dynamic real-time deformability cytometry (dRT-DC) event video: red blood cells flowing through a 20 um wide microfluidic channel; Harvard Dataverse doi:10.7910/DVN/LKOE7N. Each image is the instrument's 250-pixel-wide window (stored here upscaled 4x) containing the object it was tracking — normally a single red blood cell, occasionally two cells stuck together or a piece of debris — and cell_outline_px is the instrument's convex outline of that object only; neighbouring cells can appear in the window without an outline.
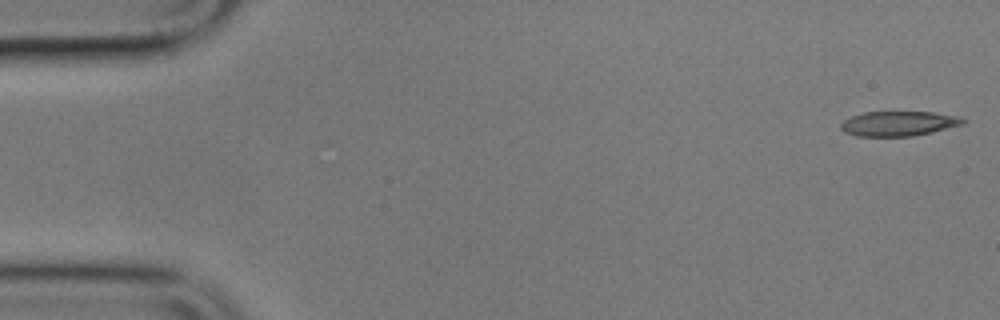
{"species": "common noctule bat (a hibernating species)", "species_latin": "Nyctalus noctula", "temperature_condition": "cold", "stored_images_in_passage": 5, "camera_frame_rate_fps": 3000, "um_per_image_px": 0.085, "animal": {"sex": "male", "body_mass_g": 17.9}, "frame": {"image": 1, "passage_image": 1, "time_ms": 0.0, "image_size_px": [1000, 320], "cell_outline_px": [[968, 120], [964, 124], [932, 132], [912, 136], [856, 136], [844, 132], [840, 128], [840, 124], [844, 120], [852, 116], [864, 112], [932, 112], [960, 116]], "centroid_in_image_um": [76.4, 10.5], "position_along_channel_um": 8.6, "area_um2": 17.74}}
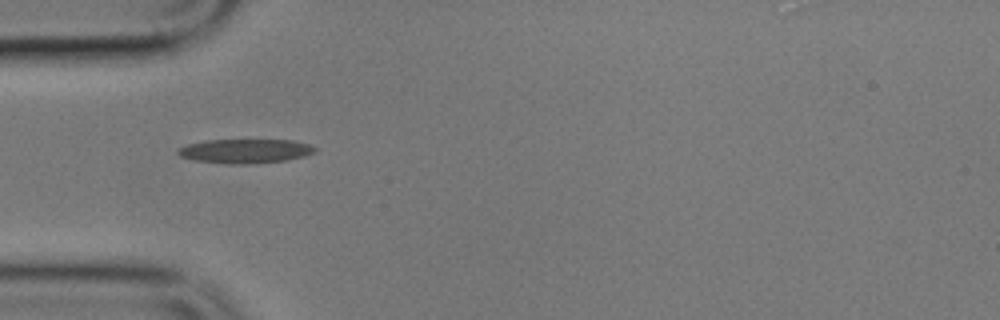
{"frame": {"image": 2, "passage_image": 5, "time_ms": 5.333, "image_size_px": [1000, 320], "cell_outline_px": [[316, 152], [304, 156], [288, 160], [248, 164], [228, 164], [196, 160], [180, 156], [176, 152], [180, 148], [188, 144], [208, 140], [292, 140], [308, 144], [316, 148]], "centroid_in_image_um": [20.87, 12.84], "position_along_channel_um": 64.1, "area_um2": 19.19}}